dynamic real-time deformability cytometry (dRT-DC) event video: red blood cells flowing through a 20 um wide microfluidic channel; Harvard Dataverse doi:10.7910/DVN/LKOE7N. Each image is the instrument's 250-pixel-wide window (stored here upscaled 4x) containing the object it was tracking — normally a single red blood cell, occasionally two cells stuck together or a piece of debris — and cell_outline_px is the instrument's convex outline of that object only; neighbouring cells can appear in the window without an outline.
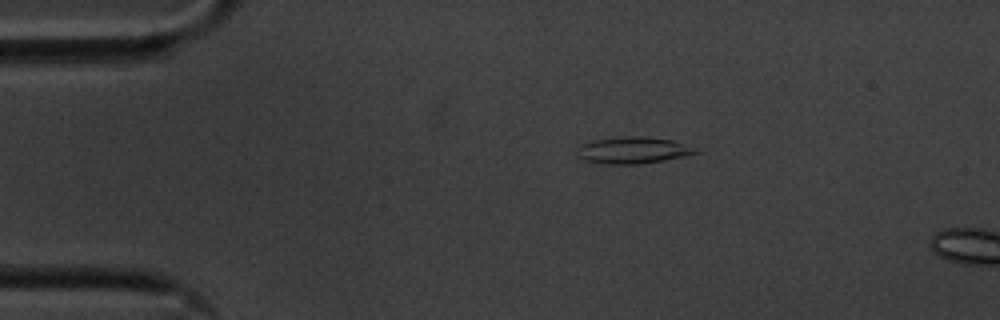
{"species": "common noctule bat (a hibernating species)", "species_latin": "Nyctalus noctula", "temperature_condition": "cold", "stored_images_in_passage": 5, "camera_frame_rate_fps": 3000, "um_per_image_px": 0.085, "animal": {"sex": "male", "body_mass_g": 20.1, "forearm_length_mm": 53.5}, "frame": {"image": 1, "passage_image": 1, "time_ms": 0.0, "image_size_px": [1000, 320], "cell_outline_px": [[700, 152], [684, 156], [664, 160], [640, 164], [608, 164], [584, 160], [576, 156], [576, 148], [584, 144], [596, 140], [624, 136], [640, 136], [672, 140]], "centroid_in_image_um": [53.73, 12.78], "position_along_channel_um": 31.3, "area_um2": 18.03}}